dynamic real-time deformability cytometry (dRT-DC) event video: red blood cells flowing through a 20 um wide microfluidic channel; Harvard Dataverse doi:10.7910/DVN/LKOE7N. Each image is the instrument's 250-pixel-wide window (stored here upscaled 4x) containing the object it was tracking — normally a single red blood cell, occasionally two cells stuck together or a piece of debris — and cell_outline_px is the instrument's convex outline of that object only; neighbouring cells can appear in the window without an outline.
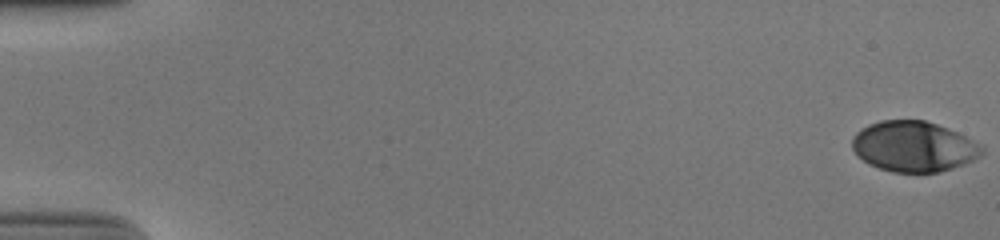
{"species": "human", "species_latin": "Homo sapiens", "temperature_condition": "cold", "stored_images_in_passage": 55, "camera_frame_rate_fps": 3000, "um_per_image_px": 0.085, "donor": {"sex": "male"}, "frame": {"image": 1, "passage_image": 1, "time_ms": 0.0, "image_size_px": [1000, 240], "cell_outline_px": [[984, 152], [980, 156], [964, 164], [940, 172], [892, 172], [868, 164], [852, 148], [852, 136], [860, 128], [868, 124], [880, 120], [924, 120], [948, 128], [980, 144], [984, 148]], "centroid_in_image_um": [77.65, 12.44], "position_along_channel_um": 7.3, "area_um2": 38.09}}
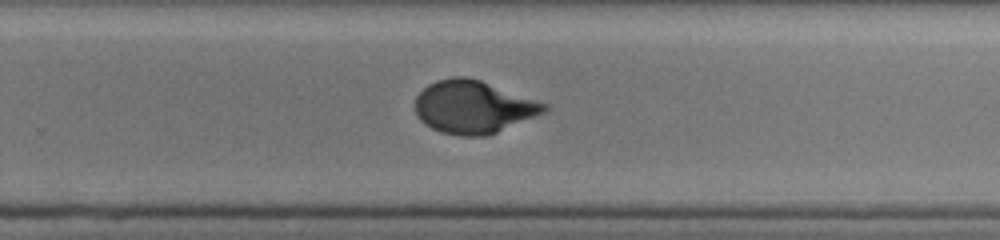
{"frame": {"image": 2, "passage_image": 37, "time_ms": 12.0, "image_size_px": [1000, 240], "cell_outline_px": [[552, 108], [544, 112], [496, 132], [484, 136], [460, 136], [440, 132], [424, 124], [420, 120], [416, 112], [416, 96], [428, 84], [436, 80], [456, 76], [464, 76], [480, 80], [548, 104]], "centroid_in_image_um": [40.22, 9.09], "position_along_channel_um": 289.6, "area_um2": 39.42}}
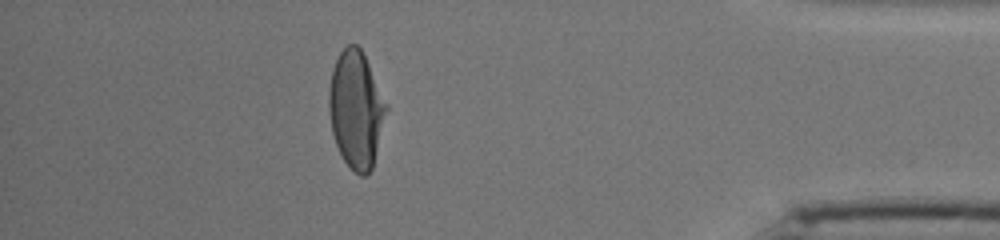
{"frame": {"image": 3, "passage_image": 49, "time_ms": 16.0, "image_size_px": [1000, 240], "cell_outline_px": [[388, 108], [372, 168], [364, 176], [360, 176], [344, 160], [336, 144], [332, 132], [328, 108], [328, 92], [332, 68], [340, 52], [348, 44], [356, 44], [360, 48], [388, 104]], "centroid_in_image_um": [30.26, 9.29], "position_along_channel_um": 404.9, "area_um2": 38.84}, "authors_computed_cell_mechanics": {"area_um2": 39.593, "velocity_mm_per_s": 3.8421, "shape_relaxation_time_tau1_ms": 4.5579, "shape_relaxation_time_tau2_ms": null, "deformation_change_tau1": 0.2014, "deformation_change_tau2": null}}